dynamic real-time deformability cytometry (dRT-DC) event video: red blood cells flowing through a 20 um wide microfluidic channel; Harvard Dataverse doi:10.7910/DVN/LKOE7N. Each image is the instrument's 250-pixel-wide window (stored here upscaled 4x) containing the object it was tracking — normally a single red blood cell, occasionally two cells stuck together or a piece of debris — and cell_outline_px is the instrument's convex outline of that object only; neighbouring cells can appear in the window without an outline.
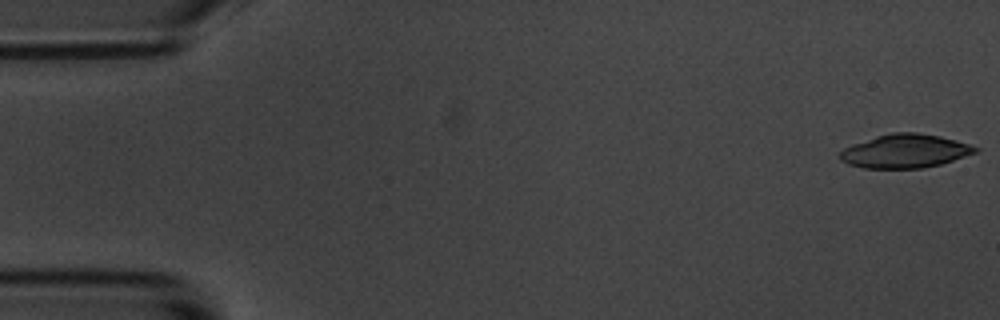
{"species": "common noctule bat (a hibernating species)", "species_latin": "Nyctalus noctula", "temperature_condition": "room temperature", "stored_images_in_passage": 5, "camera_frame_rate_fps": 3000, "um_per_image_px": 0.085, "animal": {"sex": "male", "body_mass_g": 20.1, "forearm_length_mm": 53.5}, "frame": {"image": 1, "passage_image": 1, "time_ms": 0.0, "image_size_px": [1000, 320], "cell_outline_px": [[980, 148], [976, 152], [940, 164], [924, 168], [864, 168], [848, 164], [840, 160], [840, 152], [844, 148], [852, 144], [876, 136], [892, 132], [916, 132], [940, 136], [956, 140]], "centroid_in_image_um": [76.9, 12.84], "position_along_channel_um": 8.1, "area_um2": 26.41}}
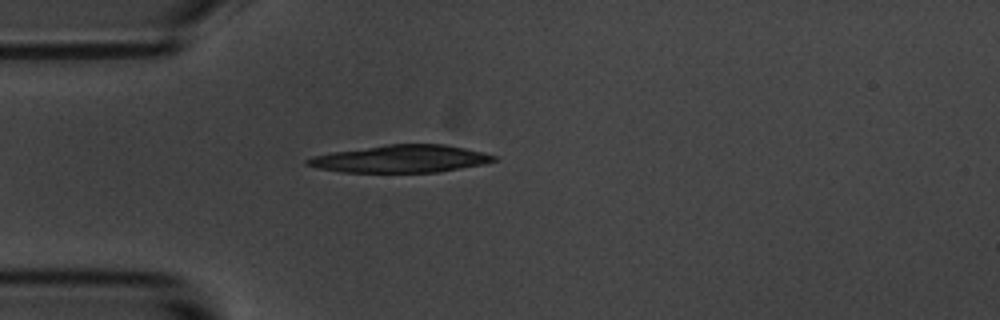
{"frame": {"image": 2, "passage_image": 5, "time_ms": 4.667, "image_size_px": [1000, 320], "cell_outline_px": [[500, 160], [484, 164], [440, 172], [340, 172], [320, 168], [304, 164], [304, 160], [312, 156], [332, 152], [388, 144], [444, 144], [484, 152], [496, 156]], "centroid_in_image_um": [34.1, 13.5], "position_along_channel_um": 50.9, "area_um2": 29.94}}